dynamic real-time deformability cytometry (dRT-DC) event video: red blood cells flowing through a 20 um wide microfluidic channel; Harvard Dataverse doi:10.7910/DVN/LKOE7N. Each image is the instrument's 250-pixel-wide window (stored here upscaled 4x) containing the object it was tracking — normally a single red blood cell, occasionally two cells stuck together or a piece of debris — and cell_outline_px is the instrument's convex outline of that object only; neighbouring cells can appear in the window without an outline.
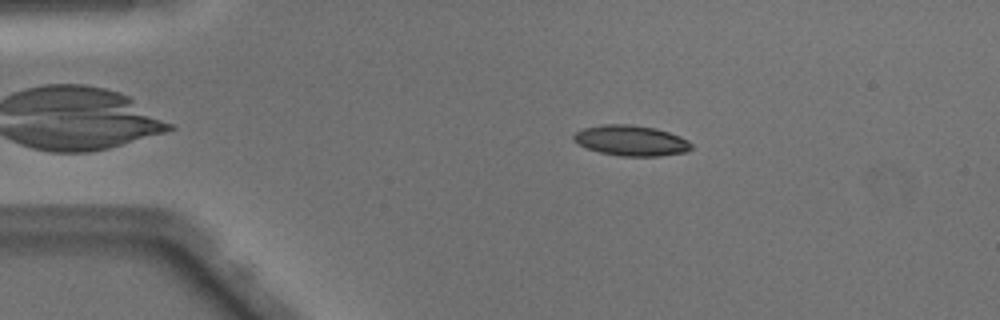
{"species": "Egyptian fruit bat (a non-hibernating species)", "species_latin": "Rousettus aegyptiacus", "temperature_condition": "warm", "stored_images_in_passage": 44, "camera_frame_rate_fps": 3000, "um_per_image_px": 0.085, "animal": {"sex": "male"}, "frame": {"image": 1, "passage_image": 4, "time_ms": 1.0, "image_size_px": [1000, 320], "cell_outline_px": [[692, 148], [688, 152], [660, 156], [620, 156], [600, 152], [588, 148], [572, 140], [572, 136], [576, 132], [584, 128], [604, 124], [628, 124], [656, 128], [680, 136], [688, 140], [692, 144]], "centroid_in_image_um": [53.67, 11.95], "position_along_channel_um": 31.3, "area_um2": 20.92}}
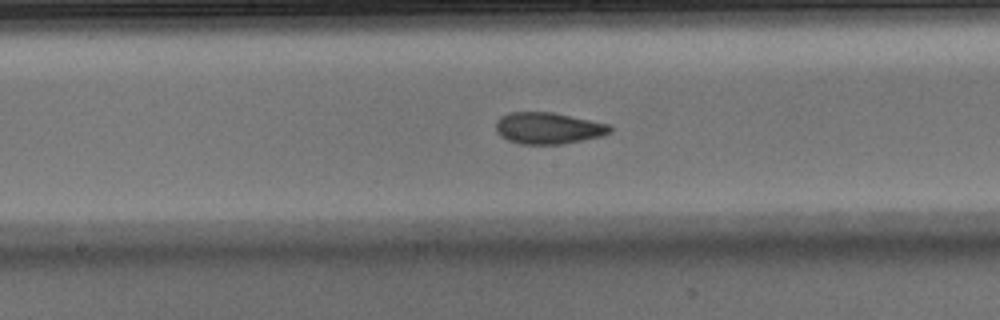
{"frame": {"image": 2, "passage_image": 20, "time_ms": 6.333, "image_size_px": [1000, 320], "cell_outline_px": [[612, 132], [600, 136], [560, 144], [520, 144], [508, 140], [500, 136], [496, 132], [496, 120], [500, 116], [508, 112], [552, 112], [608, 124], [612, 128]], "centroid_in_image_um": [46.54, 10.89], "position_along_channel_um": 201.7, "area_um2": 20.87}}
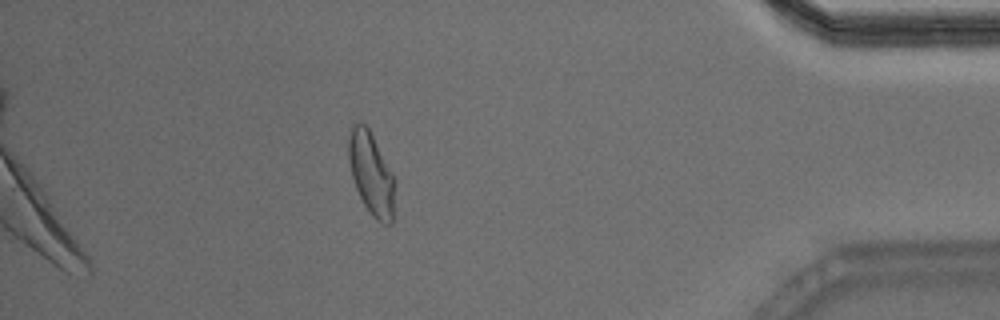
{"frame": {"image": 3, "passage_image": 38, "time_ms": 12.333, "image_size_px": [1000, 320], "cell_outline_px": [[392, 224], [384, 224], [376, 220], [372, 216], [364, 204], [356, 188], [352, 176], [348, 156], [348, 140], [352, 124], [360, 120], [368, 128], [392, 176]], "centroid_in_image_um": [31.48, 14.74], "position_along_channel_um": 403.7, "area_um2": 21.21}, "authors_computed_cell_mechanics": {"area_um2": 21.097, "velocity_mm_per_s": 4.0893, "shape_relaxation_time_tau1_ms": null, "shape_relaxation_time_tau2_ms": 1.6306, "deformation_change_tau1": null, "deformation_change_tau2": 0.0717}}